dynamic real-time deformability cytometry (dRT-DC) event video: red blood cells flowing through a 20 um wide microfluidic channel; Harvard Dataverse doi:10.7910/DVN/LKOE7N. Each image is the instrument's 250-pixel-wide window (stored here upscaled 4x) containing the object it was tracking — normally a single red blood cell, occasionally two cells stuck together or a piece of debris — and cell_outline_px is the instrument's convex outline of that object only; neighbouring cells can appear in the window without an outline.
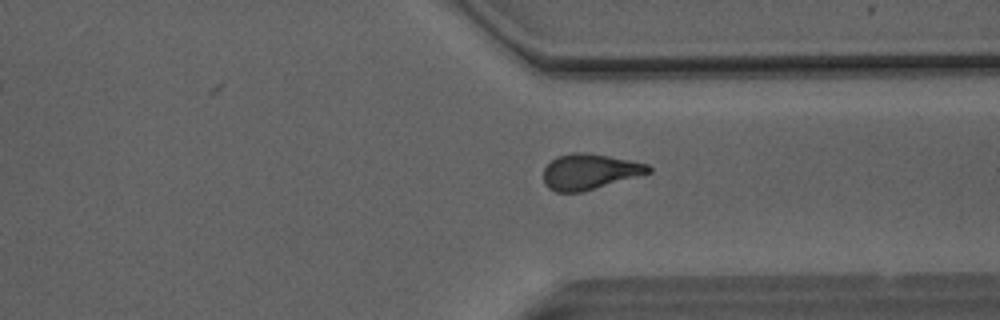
{"species": "Egyptian fruit bat (a non-hibernating species)", "species_latin": "Rousettus aegyptiacus", "temperature_condition": "room temperature", "stored_images_in_passage": 50, "camera_frame_rate_fps": 3000, "um_per_image_px": 0.085, "animal": {"sex": "male"}, "frame": {"image": 1, "passage_image": 38, "time_ms": 12.333, "image_size_px": [1000, 320], "cell_outline_px": [[652, 172], [580, 192], [556, 192], [548, 188], [544, 184], [544, 168], [556, 156], [572, 152], [588, 152], [648, 164], [652, 168]], "centroid_in_image_um": [50.08, 14.58], "position_along_channel_um": 361.3, "area_um2": 21.62}}
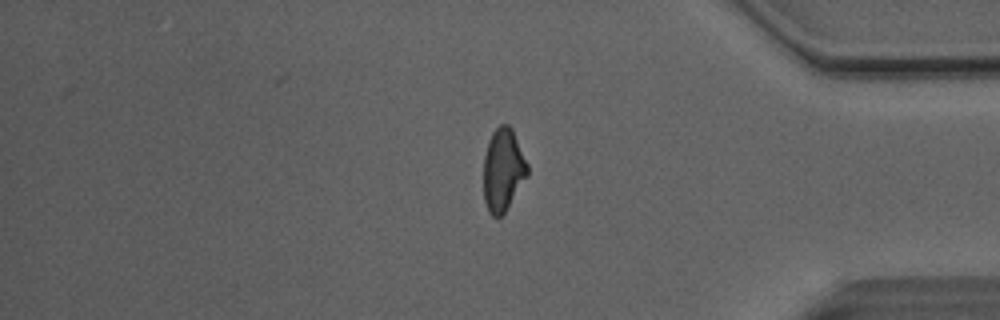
{"frame": {"image": 2, "passage_image": 42, "time_ms": 13.667, "image_size_px": [1000, 320], "cell_outline_px": [[528, 176], [504, 212], [496, 220], [488, 212], [484, 200], [484, 156], [488, 140], [492, 132], [500, 124], [508, 124], [512, 128], [528, 164]], "centroid_in_image_um": [42.75, 14.44], "position_along_channel_um": 392.4, "area_um2": 21.27}}
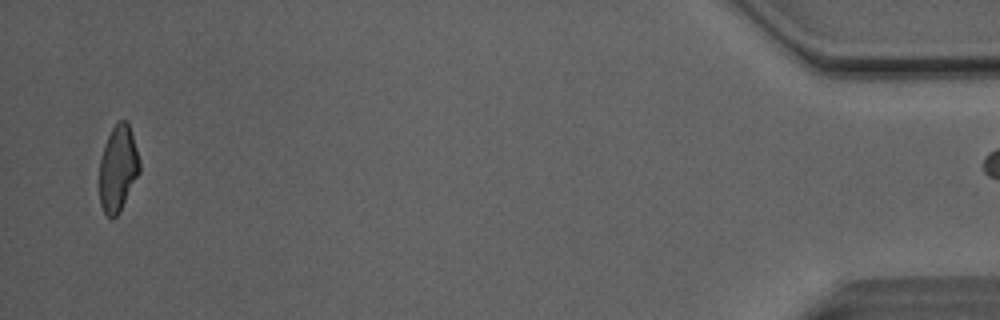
{"frame": {"image": 3, "passage_image": 49, "time_ms": 16.0, "image_size_px": [1000, 320], "cell_outline_px": [[140, 172], [120, 212], [116, 216], [108, 216], [104, 212], [100, 204], [100, 160], [104, 144], [112, 128], [120, 120], [128, 120], [140, 160]], "centroid_in_image_um": [10.04, 14.3], "position_along_channel_um": 425.2, "area_um2": 20.11}}